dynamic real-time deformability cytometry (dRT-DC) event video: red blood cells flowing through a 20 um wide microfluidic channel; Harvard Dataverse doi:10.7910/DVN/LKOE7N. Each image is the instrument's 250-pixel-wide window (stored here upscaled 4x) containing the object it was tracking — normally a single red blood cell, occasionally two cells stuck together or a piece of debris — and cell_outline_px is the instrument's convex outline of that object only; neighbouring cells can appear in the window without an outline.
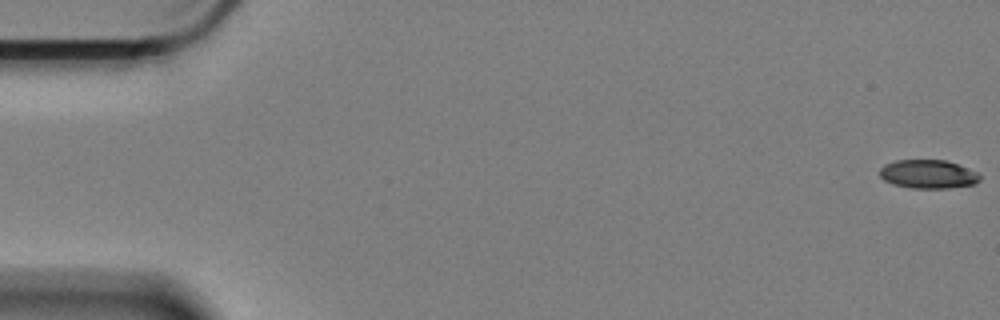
{"species": "Egyptian fruit bat (a non-hibernating species)", "species_latin": "Rousettus aegyptiacus", "temperature_condition": "cold", "stored_images_in_passage": 60, "camera_frame_rate_fps": 3000, "um_per_image_px": 0.085, "animal": {"sex": "female"}, "frame": {"image": 1, "passage_image": 1, "time_ms": 0.0, "image_size_px": [1000, 320], "cell_outline_px": [[980, 180], [972, 184], [948, 188], [912, 188], [892, 184], [884, 180], [880, 176], [880, 168], [884, 164], [896, 160], [944, 160], [968, 168], [976, 172], [980, 176]], "centroid_in_image_um": [78.85, 14.8], "position_along_channel_um": 6.2, "area_um2": 16.59}}
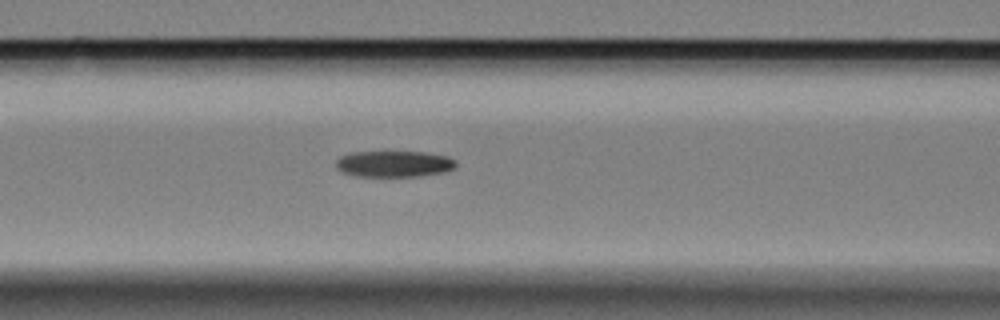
{"frame": {"image": 2, "passage_image": 25, "time_ms": 8.0, "image_size_px": [1000, 320], "cell_outline_px": [[456, 168], [444, 172], [420, 176], [356, 176], [340, 172], [336, 168], [336, 160], [340, 156], [348, 152], [424, 152], [448, 156], [456, 160]], "centroid_in_image_um": [33.48, 13.93], "position_along_channel_um": 133.1, "area_um2": 18.55}}
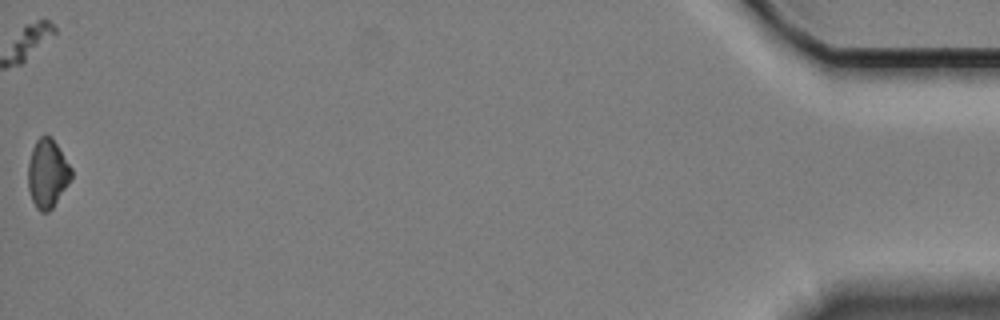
{"frame": {"image": 3, "passage_image": 60, "time_ms": 19.667, "image_size_px": [1000, 320], "cell_outline_px": [[72, 176], [68, 184], [52, 208], [48, 212], [40, 212], [36, 208], [32, 200], [28, 188], [28, 164], [32, 148], [36, 140], [44, 132], [52, 136], [72, 168]], "centroid_in_image_um": [4.03, 14.7], "position_along_channel_um": 431.2, "area_um2": 17.51}, "authors_computed_cell_mechanics": {"area_um2": 18.4382, "velocity_mm_per_s": 3.3705, "shape_relaxation_time_tau1_ms": 6.1518, "shape_relaxation_time_tau2_ms": null, "deformation_change_tau1": 0.1462, "deformation_change_tau2": null}}